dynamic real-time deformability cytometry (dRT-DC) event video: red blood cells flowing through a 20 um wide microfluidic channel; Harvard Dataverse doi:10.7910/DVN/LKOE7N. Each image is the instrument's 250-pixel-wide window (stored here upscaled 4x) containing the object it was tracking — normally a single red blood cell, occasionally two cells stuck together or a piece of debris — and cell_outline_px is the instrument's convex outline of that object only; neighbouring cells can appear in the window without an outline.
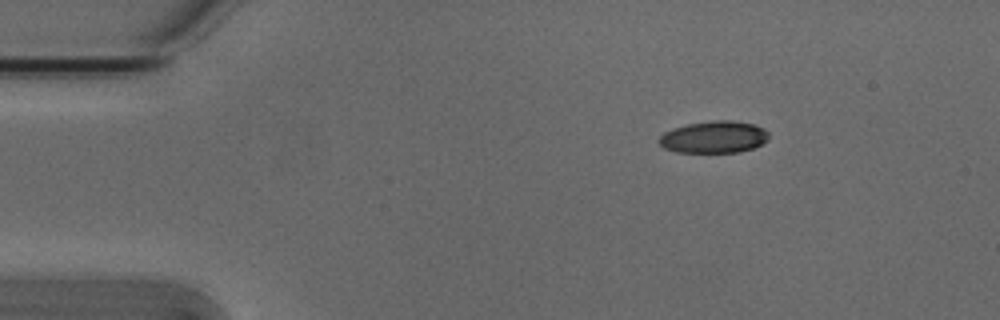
{"species": "Egyptian fruit bat (a non-hibernating species)", "species_latin": "Rousettus aegyptiacus", "temperature_condition": "cold", "stored_images_in_passage": 47, "camera_frame_rate_fps": 3000, "um_per_image_px": 0.085, "animal": {"sex": "male"}, "frame": {"image": 1, "passage_image": 1, "time_ms": 0.0, "image_size_px": [1000, 320], "cell_outline_px": [[768, 140], [752, 148], [736, 152], [676, 152], [664, 148], [656, 140], [664, 132], [672, 128], [688, 124], [716, 120], [732, 120], [752, 124], [764, 128], [768, 132]], "centroid_in_image_um": [60.65, 11.65], "position_along_channel_um": 24.3, "area_um2": 20.4}}
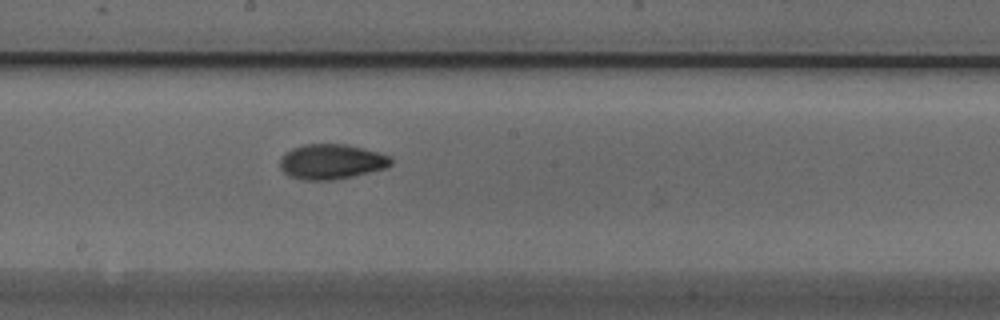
{"frame": {"image": 2, "passage_image": 22, "time_ms": 7.0, "image_size_px": [1000, 320], "cell_outline_px": [[392, 164], [384, 168], [352, 176], [332, 180], [304, 180], [288, 176], [280, 168], [280, 156], [292, 148], [304, 144], [344, 144], [380, 152], [388, 156], [392, 160]], "centroid_in_image_um": [28.13, 13.74], "position_along_channel_um": 220.1, "area_um2": 22.6}}
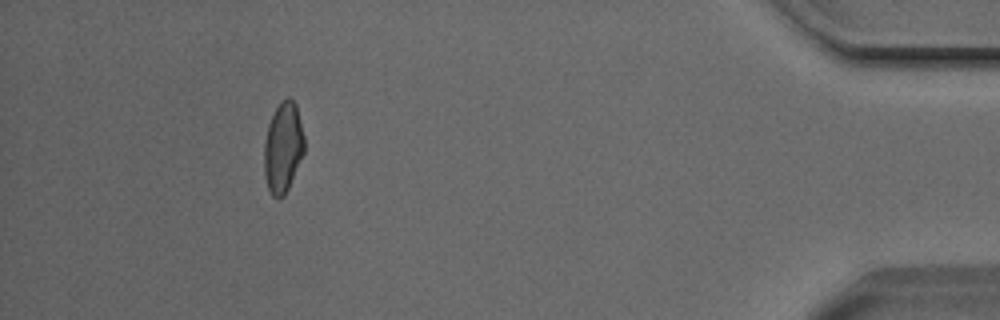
{"frame": {"image": 3, "passage_image": 42, "time_ms": 13.667, "image_size_px": [1000, 320], "cell_outline_px": [[304, 152], [288, 188], [284, 196], [276, 200], [272, 196], [268, 188], [264, 172], [264, 140], [268, 124], [280, 100], [288, 96], [296, 104], [304, 136]], "centroid_in_image_um": [24.05, 12.53], "position_along_channel_um": 411.2, "area_um2": 21.21}, "authors_computed_cell_mechanics": {"area_um2": 21.5594, "velocity_mm_per_s": 3.8119, "shape_relaxation_time_tau1_ms": 11.0433, "shape_relaxation_time_tau2_ms": 2.5079, "deformation_change_tau1": 0.2112, "deformation_change_tau2": 0.0778}}